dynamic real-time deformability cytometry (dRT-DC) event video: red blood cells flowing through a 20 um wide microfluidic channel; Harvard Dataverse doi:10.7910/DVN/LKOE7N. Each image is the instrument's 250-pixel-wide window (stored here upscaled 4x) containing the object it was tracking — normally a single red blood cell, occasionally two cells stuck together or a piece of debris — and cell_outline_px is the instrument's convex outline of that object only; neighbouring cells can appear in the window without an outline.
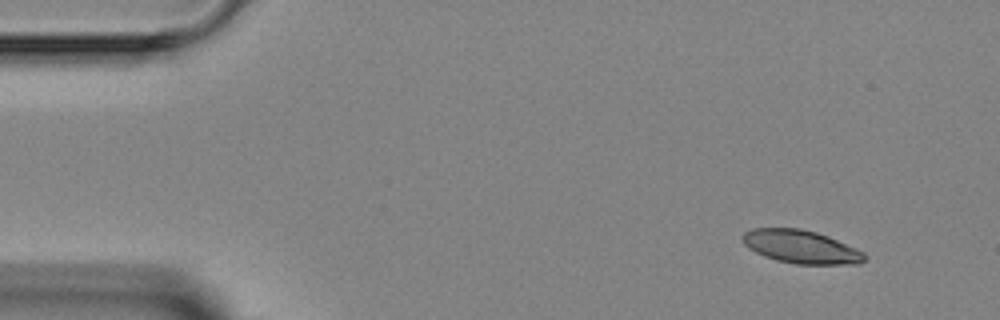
{"species": "Egyptian fruit bat (a non-hibernating species)", "species_latin": "Rousettus aegyptiacus", "temperature_condition": "room temperature", "stored_images_in_passage": 5, "camera_frame_rate_fps": 3000, "um_per_image_px": 0.085, "animal": {"sex": "female"}, "frame": {"image": 1, "passage_image": 1, "time_ms": 0.0, "image_size_px": [1000, 320], "cell_outline_px": [[868, 256], [860, 264], [796, 264], [776, 260], [764, 256], [748, 248], [744, 244], [740, 236], [744, 232], [752, 228], [800, 228], [816, 232], [828, 236], [856, 248], [864, 252]], "centroid_in_image_um": [68.08, 20.97], "position_along_channel_um": 16.9, "area_um2": 23.76}}
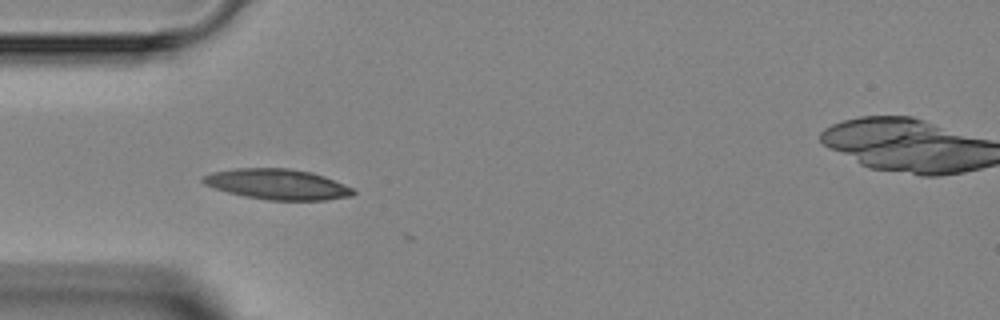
{"frame": {"image": 2, "passage_image": 4, "time_ms": 3.333, "image_size_px": [1000, 320], "cell_outline_px": [[356, 192], [352, 196], [324, 200], [268, 200], [244, 196], [228, 192], [204, 184], [200, 180], [204, 176], [212, 172], [236, 168], [288, 168], [312, 172], [324, 176], [344, 184], [352, 188]], "centroid_in_image_um": [23.59, 15.66], "position_along_channel_um": 61.4, "area_um2": 26.59}}
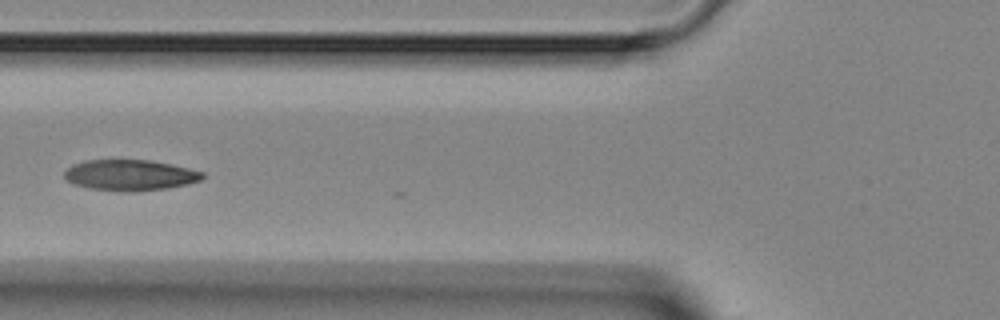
{"frame": {"image": 3, "passage_image": 5, "time_ms": 4.667, "image_size_px": [1000, 320], "cell_outline_px": [[204, 176], [200, 180], [168, 188], [88, 188], [72, 184], [64, 176], [64, 172], [72, 164], [84, 160], [148, 160], [172, 164], [204, 172]], "centroid_in_image_um": [11.03, 14.82], "position_along_channel_um": 114.8, "area_um2": 23.58}}